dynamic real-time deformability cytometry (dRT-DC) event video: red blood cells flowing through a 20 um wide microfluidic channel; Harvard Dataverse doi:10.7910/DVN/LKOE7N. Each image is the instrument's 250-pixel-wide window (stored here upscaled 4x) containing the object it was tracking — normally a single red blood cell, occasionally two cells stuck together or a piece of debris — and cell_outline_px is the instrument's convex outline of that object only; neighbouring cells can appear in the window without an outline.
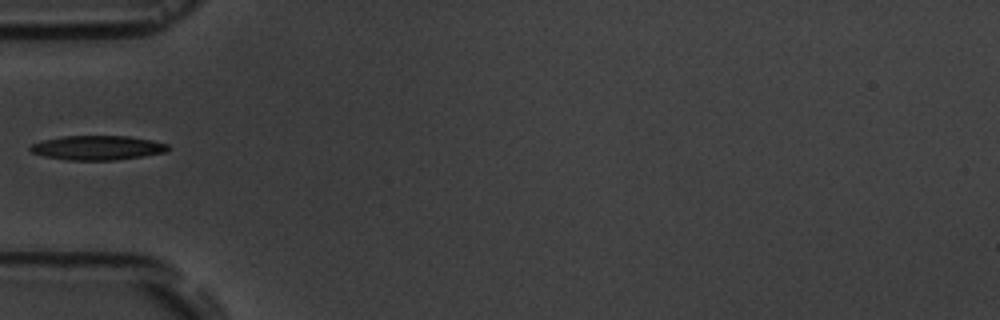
{"species": "common noctule bat (a hibernating species)", "species_latin": "Nyctalus noctula", "temperature_condition": "room temperature", "stored_images_in_passage": 2, "camera_frame_rate_fps": 3000, "um_per_image_px": 0.085, "animal": {"sex": "male", "body_mass_g": 19.5, "forearm_length_mm": 54.6}, "frame": {"image": 1, "passage_image": 1, "time_ms": 0.0, "image_size_px": [1000, 320], "cell_outline_px": [[172, 148], [168, 152], [144, 156], [116, 160], [68, 160], [44, 156], [32, 152], [28, 148], [32, 144], [40, 140], [64, 136], [128, 136], [152, 140], [168, 144]], "centroid_in_image_um": [8.32, 12.56], "position_along_channel_um": 76.7, "area_um2": 19.77}}
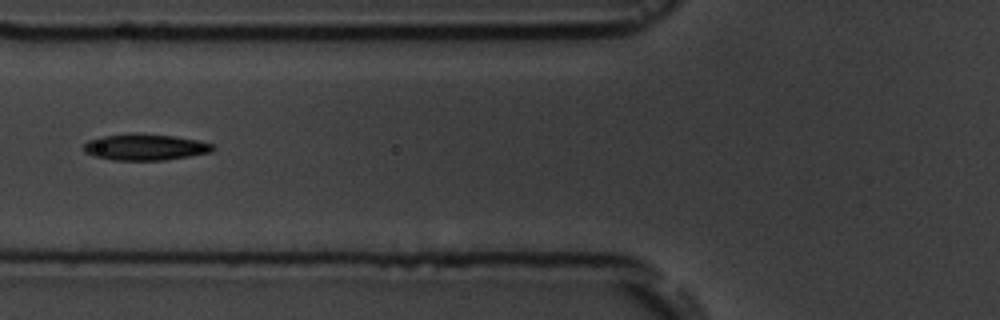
{"frame": {"image": 2, "passage_image": 2, "time_ms": 1.0, "image_size_px": [1000, 320], "cell_outline_px": [[216, 148], [212, 152], [164, 160], [112, 160], [92, 156], [84, 152], [84, 144], [88, 140], [100, 136], [172, 136], [196, 140], [212, 144]], "centroid_in_image_um": [12.33, 12.55], "position_along_channel_um": 113.5, "area_um2": 18.9}}